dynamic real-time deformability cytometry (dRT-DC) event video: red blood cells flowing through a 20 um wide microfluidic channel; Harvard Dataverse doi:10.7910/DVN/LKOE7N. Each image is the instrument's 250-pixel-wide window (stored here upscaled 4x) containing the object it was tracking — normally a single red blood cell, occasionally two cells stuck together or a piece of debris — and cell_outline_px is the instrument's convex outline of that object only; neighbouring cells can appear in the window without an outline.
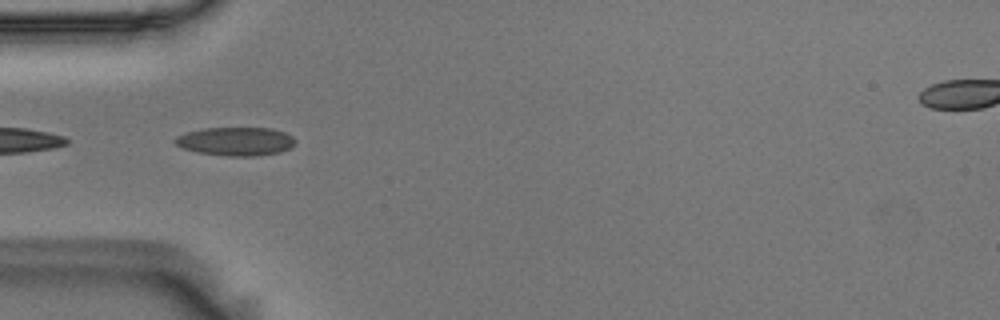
{"species": "Egyptian fruit bat (a non-hibernating species)", "species_latin": "Rousettus aegyptiacus", "temperature_condition": "room temperature", "stored_images_in_passage": 13, "camera_frame_rate_fps": 3000, "um_per_image_px": 0.085, "animal": {"sex": "male"}, "frame": {"image": 1, "passage_image": 1, "time_ms": 0.0, "image_size_px": [1000, 320], "cell_outline_px": [[296, 144], [280, 152], [256, 156], [228, 156], [196, 152], [184, 148], [176, 144], [172, 140], [176, 136], [188, 132], [204, 128], [272, 128], [284, 132], [292, 136], [296, 140]], "centroid_in_image_um": [20.05, 12.01], "position_along_channel_um": 65.0, "area_um2": 20.0}}
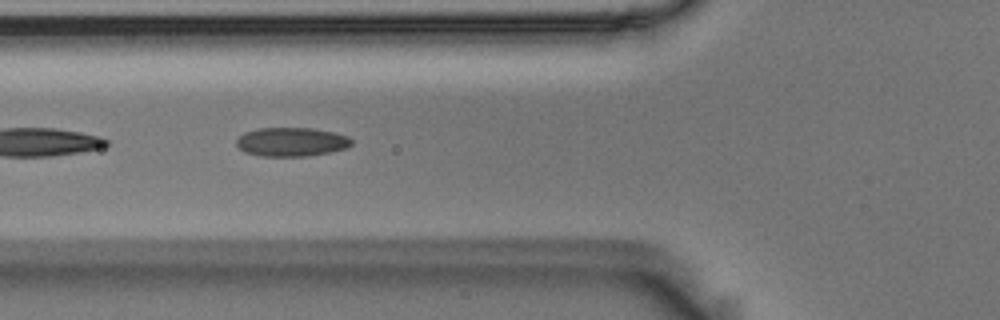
{"frame": {"image": 2, "passage_image": 4, "time_ms": 1.0, "image_size_px": [1000, 320], "cell_outline_px": [[352, 144], [348, 148], [328, 152], [304, 156], [260, 156], [244, 152], [236, 144], [236, 140], [244, 132], [256, 128], [312, 128], [332, 132], [348, 136], [352, 140]], "centroid_in_image_um": [24.76, 12.06], "position_along_channel_um": 101.0, "area_um2": 19.36}}
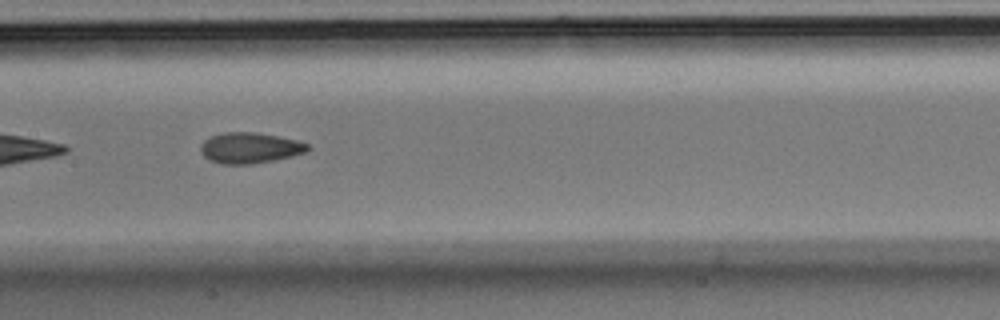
{"frame": {"image": 3, "passage_image": 11, "time_ms": 3.333, "image_size_px": [1000, 320], "cell_outline_px": [[312, 148], [308, 152], [292, 156], [252, 164], [220, 164], [204, 156], [200, 152], [200, 144], [208, 136], [224, 132], [256, 132], [296, 140], [308, 144]], "centroid_in_image_um": [21.23, 12.56], "position_along_channel_um": 186.2, "area_um2": 19.31}}